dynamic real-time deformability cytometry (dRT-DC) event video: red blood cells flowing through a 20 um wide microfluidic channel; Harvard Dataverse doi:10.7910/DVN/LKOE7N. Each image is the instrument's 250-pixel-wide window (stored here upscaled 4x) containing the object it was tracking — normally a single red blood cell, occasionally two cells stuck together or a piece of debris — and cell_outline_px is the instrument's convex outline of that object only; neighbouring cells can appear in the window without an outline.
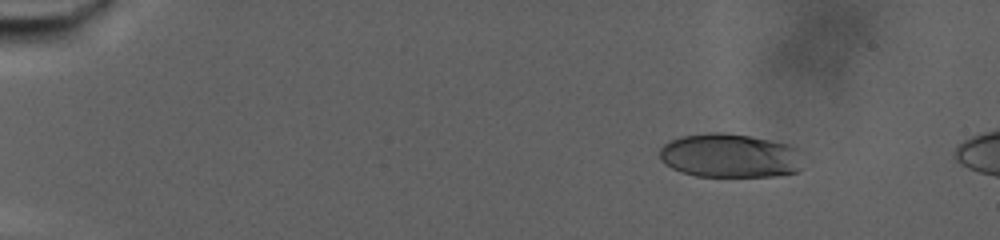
{"species": "human", "species_latin": "Homo sapiens", "temperature_condition": "warm", "stored_images_in_passage": 12, "camera_frame_rate_fps": 3000, "um_per_image_px": 0.085, "donor": {"sex": "male"}, "frame": {"image": 1, "passage_image": 1, "time_ms": 0.0, "image_size_px": [1000, 240], "cell_outline_px": [[812, 160], [804, 168], [796, 172], [776, 176], [696, 176], [672, 168], [664, 164], [660, 160], [660, 148], [668, 140], [680, 136], [708, 132], [720, 132], [748, 136], [792, 144], [800, 148]], "centroid_in_image_um": [62.21, 13.23], "position_along_channel_um": 22.8, "area_um2": 38.03}}